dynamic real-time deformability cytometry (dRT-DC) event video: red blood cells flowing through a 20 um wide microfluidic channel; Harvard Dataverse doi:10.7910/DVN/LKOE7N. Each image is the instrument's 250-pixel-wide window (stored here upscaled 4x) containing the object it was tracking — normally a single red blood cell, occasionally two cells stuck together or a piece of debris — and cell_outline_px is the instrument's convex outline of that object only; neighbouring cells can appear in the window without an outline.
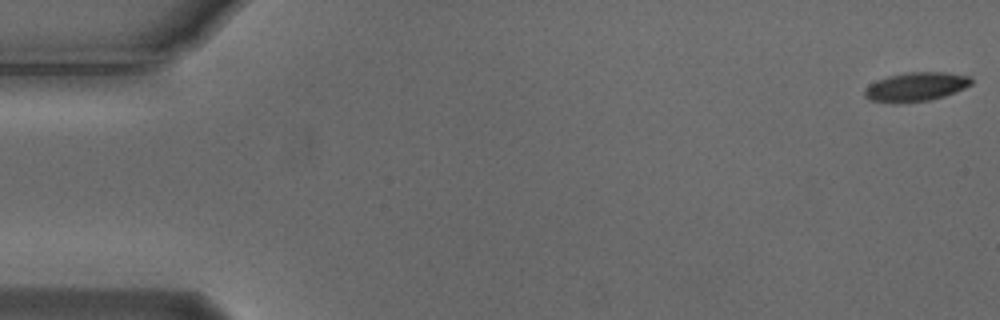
{"species": "Egyptian fruit bat (a non-hibernating species)", "species_latin": "Rousettus aegyptiacus", "temperature_condition": "cold", "stored_images_in_passage": 27, "camera_frame_rate_fps": 3000, "um_per_image_px": 0.085, "animal": {"sex": "male"}, "frame": {"image": 1, "passage_image": 1, "time_ms": 0.0, "image_size_px": [1000, 320], "cell_outline_px": [[972, 84], [956, 92], [944, 96], [928, 100], [868, 100], [864, 96], [864, 88], [868, 84], [876, 80], [888, 76], [904, 72], [944, 72], [968, 76], [972, 80]], "centroid_in_image_um": [77.86, 7.32], "position_along_channel_um": 7.1, "area_um2": 17.4}}
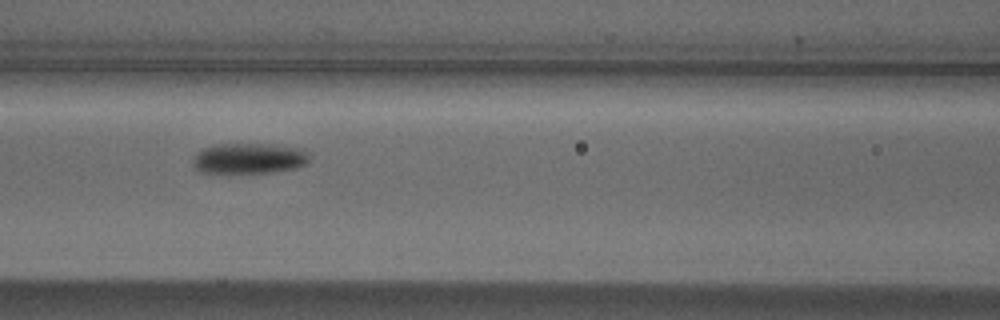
{"frame": {"image": 2, "passage_image": 24, "time_ms": 7.667, "image_size_px": [1000, 320], "cell_outline_px": [[308, 160], [304, 164], [296, 168], [272, 172], [200, 172], [192, 164], [192, 156], [196, 152], [204, 148], [220, 144], [272, 144], [300, 148], [308, 152]], "centroid_in_image_um": [21.14, 13.45], "position_along_channel_um": 145.5, "area_um2": 20.63}}
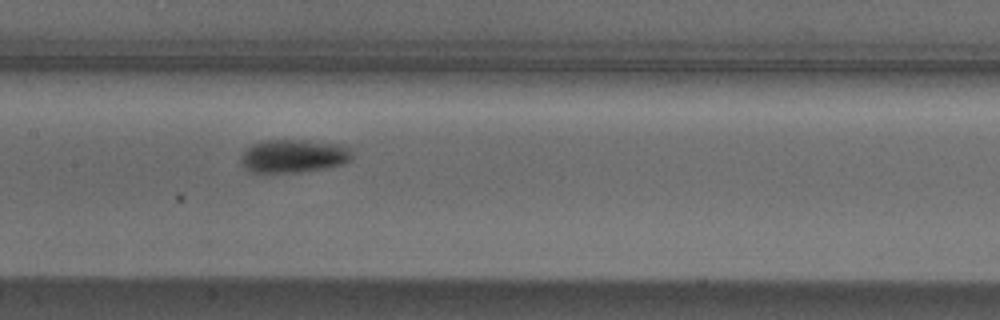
{"frame": {"image": 3, "passage_image": 27, "time_ms": 8.667, "image_size_px": [1000, 320], "cell_outline_px": [[352, 156], [344, 164], [324, 168], [300, 172], [248, 172], [244, 168], [240, 160], [244, 152], [252, 144], [264, 140], [300, 140], [344, 144], [352, 152]], "centroid_in_image_um": [24.95, 13.26], "position_along_channel_um": 182.4, "area_um2": 21.5}}